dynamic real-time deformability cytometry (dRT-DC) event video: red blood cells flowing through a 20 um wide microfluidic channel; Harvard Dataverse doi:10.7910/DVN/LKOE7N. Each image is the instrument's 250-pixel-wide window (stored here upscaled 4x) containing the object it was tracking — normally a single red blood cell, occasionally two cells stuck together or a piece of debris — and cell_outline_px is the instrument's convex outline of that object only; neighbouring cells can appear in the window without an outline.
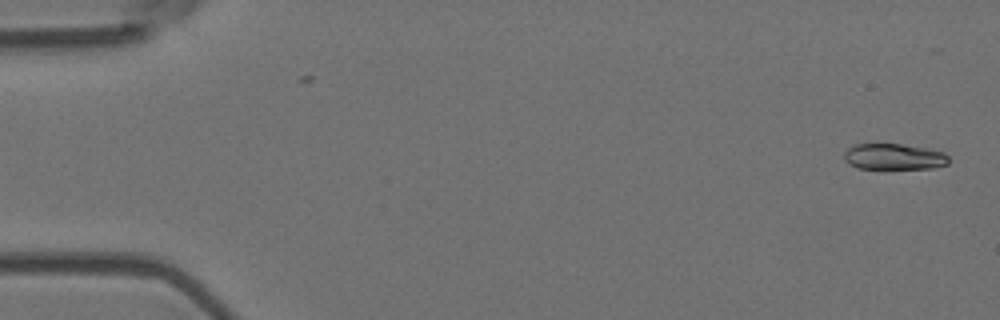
{"species": "Egyptian fruit bat (a non-hibernating species)", "species_latin": "Rousettus aegyptiacus", "temperature_condition": "room temperature", "stored_images_in_passage": 5, "camera_frame_rate_fps": 3000, "um_per_image_px": 0.085, "animal": {"sex": "female"}, "frame": {"image": 1, "passage_image": 1, "time_ms": 0.0, "image_size_px": [1000, 320], "cell_outline_px": [[948, 164], [936, 168], [884, 172], [860, 168], [848, 164], [844, 160], [844, 152], [848, 148], [856, 144], [900, 144], [924, 148], [944, 152], [948, 156]], "centroid_in_image_um": [75.98, 13.39], "position_along_channel_um": 9.0, "area_um2": 16.82}}
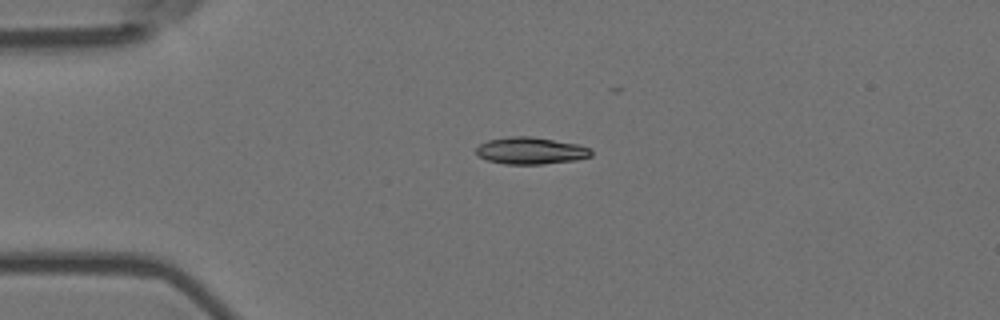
{"frame": {"image": 2, "passage_image": 4, "time_ms": 1.0, "image_size_px": [1000, 320], "cell_outline_px": [[592, 156], [576, 160], [544, 164], [504, 164], [488, 160], [480, 156], [476, 152], [476, 148], [480, 144], [488, 140], [508, 136], [532, 136], [580, 144], [592, 148]], "centroid_in_image_um": [45.16, 12.8], "position_along_channel_um": 39.8, "area_um2": 18.26}}